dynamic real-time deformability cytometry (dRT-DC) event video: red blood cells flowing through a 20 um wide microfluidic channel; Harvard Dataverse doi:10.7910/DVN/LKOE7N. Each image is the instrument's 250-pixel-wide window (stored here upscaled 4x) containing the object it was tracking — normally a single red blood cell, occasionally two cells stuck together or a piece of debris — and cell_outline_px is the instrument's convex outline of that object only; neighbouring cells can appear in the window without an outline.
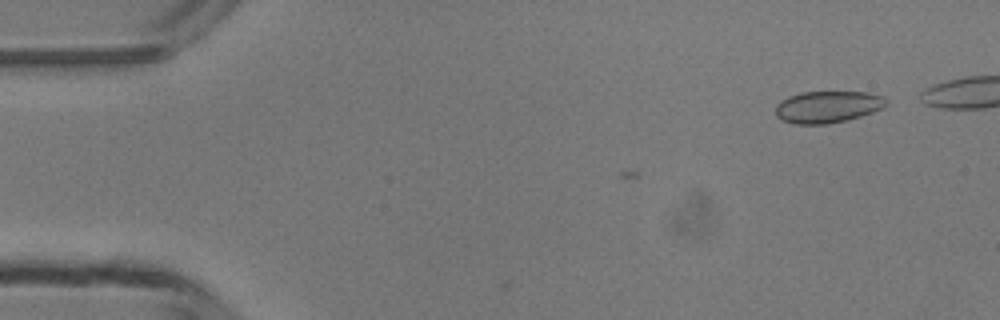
{"species": "common noctule bat (a hibernating species)", "species_latin": "Nyctalus noctula", "temperature_condition": "room temperature", "stored_images_in_passage": 3, "camera_frame_rate_fps": 3000, "um_per_image_px": 0.085, "animal": {"sex": "male", "body_mass_g": 13.3}, "frame": {"image": 1, "passage_image": 3, "time_ms": 0.667, "image_size_px": [1000, 320], "cell_outline_px": [[888, 104], [872, 112], [848, 120], [828, 124], [796, 124], [780, 120], [776, 116], [776, 104], [780, 100], [788, 96], [800, 92], [868, 92], [884, 96], [888, 100]], "centroid_in_image_um": [70.33, 9.08], "position_along_channel_um": 14.7, "area_um2": 20.75}}